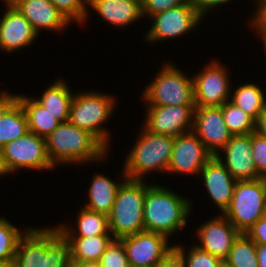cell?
Listing matches in <instances>:
<instances>
[{
	"label": "cell",
	"mask_w": 266,
	"mask_h": 267,
	"mask_svg": "<svg viewBox=\"0 0 266 267\" xmlns=\"http://www.w3.org/2000/svg\"><path fill=\"white\" fill-rule=\"evenodd\" d=\"M18 242L14 262L16 267H69V240L58 229L26 228Z\"/></svg>",
	"instance_id": "cell-1"
},
{
	"label": "cell",
	"mask_w": 266,
	"mask_h": 267,
	"mask_svg": "<svg viewBox=\"0 0 266 267\" xmlns=\"http://www.w3.org/2000/svg\"><path fill=\"white\" fill-rule=\"evenodd\" d=\"M47 155L53 166L63 163H83L103 159L107 149L88 131L62 122L46 138Z\"/></svg>",
	"instance_id": "cell-2"
},
{
	"label": "cell",
	"mask_w": 266,
	"mask_h": 267,
	"mask_svg": "<svg viewBox=\"0 0 266 267\" xmlns=\"http://www.w3.org/2000/svg\"><path fill=\"white\" fill-rule=\"evenodd\" d=\"M157 185L146 189L143 207L144 229L166 237L186 226L190 201Z\"/></svg>",
	"instance_id": "cell-3"
},
{
	"label": "cell",
	"mask_w": 266,
	"mask_h": 267,
	"mask_svg": "<svg viewBox=\"0 0 266 267\" xmlns=\"http://www.w3.org/2000/svg\"><path fill=\"white\" fill-rule=\"evenodd\" d=\"M118 188L116 198L108 214L109 231L114 239L133 235L144 229L143 207L146 189L143 180L126 178Z\"/></svg>",
	"instance_id": "cell-4"
},
{
	"label": "cell",
	"mask_w": 266,
	"mask_h": 267,
	"mask_svg": "<svg viewBox=\"0 0 266 267\" xmlns=\"http://www.w3.org/2000/svg\"><path fill=\"white\" fill-rule=\"evenodd\" d=\"M127 156L123 173L126 178L143 180L149 171H167L174 137L153 133L143 128L141 136Z\"/></svg>",
	"instance_id": "cell-5"
},
{
	"label": "cell",
	"mask_w": 266,
	"mask_h": 267,
	"mask_svg": "<svg viewBox=\"0 0 266 267\" xmlns=\"http://www.w3.org/2000/svg\"><path fill=\"white\" fill-rule=\"evenodd\" d=\"M266 178L237 181L229 207L223 213L240 232L246 233L265 216Z\"/></svg>",
	"instance_id": "cell-6"
},
{
	"label": "cell",
	"mask_w": 266,
	"mask_h": 267,
	"mask_svg": "<svg viewBox=\"0 0 266 267\" xmlns=\"http://www.w3.org/2000/svg\"><path fill=\"white\" fill-rule=\"evenodd\" d=\"M114 98L96 92L74 95L69 121L92 134L106 149L108 148V131L102 128L103 122L111 116Z\"/></svg>",
	"instance_id": "cell-7"
},
{
	"label": "cell",
	"mask_w": 266,
	"mask_h": 267,
	"mask_svg": "<svg viewBox=\"0 0 266 267\" xmlns=\"http://www.w3.org/2000/svg\"><path fill=\"white\" fill-rule=\"evenodd\" d=\"M161 69L141 96L148 106L195 105L193 79L171 64Z\"/></svg>",
	"instance_id": "cell-8"
},
{
	"label": "cell",
	"mask_w": 266,
	"mask_h": 267,
	"mask_svg": "<svg viewBox=\"0 0 266 267\" xmlns=\"http://www.w3.org/2000/svg\"><path fill=\"white\" fill-rule=\"evenodd\" d=\"M2 149L4 162L9 173L19 169H51L46 139L28 131L21 138L6 144Z\"/></svg>",
	"instance_id": "cell-9"
},
{
	"label": "cell",
	"mask_w": 266,
	"mask_h": 267,
	"mask_svg": "<svg viewBox=\"0 0 266 267\" xmlns=\"http://www.w3.org/2000/svg\"><path fill=\"white\" fill-rule=\"evenodd\" d=\"M151 17L154 22L146 39L152 42L181 36L196 27L202 18L191 0Z\"/></svg>",
	"instance_id": "cell-10"
},
{
	"label": "cell",
	"mask_w": 266,
	"mask_h": 267,
	"mask_svg": "<svg viewBox=\"0 0 266 267\" xmlns=\"http://www.w3.org/2000/svg\"><path fill=\"white\" fill-rule=\"evenodd\" d=\"M125 248L128 263L138 267H154L171 251L166 236L142 231L119 239Z\"/></svg>",
	"instance_id": "cell-11"
},
{
	"label": "cell",
	"mask_w": 266,
	"mask_h": 267,
	"mask_svg": "<svg viewBox=\"0 0 266 267\" xmlns=\"http://www.w3.org/2000/svg\"><path fill=\"white\" fill-rule=\"evenodd\" d=\"M213 157L193 130L174 137L167 172L200 173L204 165Z\"/></svg>",
	"instance_id": "cell-12"
},
{
	"label": "cell",
	"mask_w": 266,
	"mask_h": 267,
	"mask_svg": "<svg viewBox=\"0 0 266 267\" xmlns=\"http://www.w3.org/2000/svg\"><path fill=\"white\" fill-rule=\"evenodd\" d=\"M225 67L212 61L193 77L196 107L222 106L229 96V79Z\"/></svg>",
	"instance_id": "cell-13"
},
{
	"label": "cell",
	"mask_w": 266,
	"mask_h": 267,
	"mask_svg": "<svg viewBox=\"0 0 266 267\" xmlns=\"http://www.w3.org/2000/svg\"><path fill=\"white\" fill-rule=\"evenodd\" d=\"M193 131L213 156L233 136L224 122L221 106L195 107Z\"/></svg>",
	"instance_id": "cell-14"
},
{
	"label": "cell",
	"mask_w": 266,
	"mask_h": 267,
	"mask_svg": "<svg viewBox=\"0 0 266 267\" xmlns=\"http://www.w3.org/2000/svg\"><path fill=\"white\" fill-rule=\"evenodd\" d=\"M147 107V120L144 125L147 130L172 137L187 132V126L193 130L192 118H194L195 105Z\"/></svg>",
	"instance_id": "cell-15"
},
{
	"label": "cell",
	"mask_w": 266,
	"mask_h": 267,
	"mask_svg": "<svg viewBox=\"0 0 266 267\" xmlns=\"http://www.w3.org/2000/svg\"><path fill=\"white\" fill-rule=\"evenodd\" d=\"M222 150L225 151L226 161L221 159L219 153L216 157L237 181L261 178L252 157V133L233 135Z\"/></svg>",
	"instance_id": "cell-16"
},
{
	"label": "cell",
	"mask_w": 266,
	"mask_h": 267,
	"mask_svg": "<svg viewBox=\"0 0 266 267\" xmlns=\"http://www.w3.org/2000/svg\"><path fill=\"white\" fill-rule=\"evenodd\" d=\"M197 232L201 242L198 247L223 262L227 259L234 241L241 234L224 215L202 224Z\"/></svg>",
	"instance_id": "cell-17"
},
{
	"label": "cell",
	"mask_w": 266,
	"mask_h": 267,
	"mask_svg": "<svg viewBox=\"0 0 266 267\" xmlns=\"http://www.w3.org/2000/svg\"><path fill=\"white\" fill-rule=\"evenodd\" d=\"M0 19V48L13 52L30 45L38 34L30 22L9 1Z\"/></svg>",
	"instance_id": "cell-18"
},
{
	"label": "cell",
	"mask_w": 266,
	"mask_h": 267,
	"mask_svg": "<svg viewBox=\"0 0 266 267\" xmlns=\"http://www.w3.org/2000/svg\"><path fill=\"white\" fill-rule=\"evenodd\" d=\"M200 172L211 199L224 213L231 203L237 180L216 156Z\"/></svg>",
	"instance_id": "cell-19"
},
{
	"label": "cell",
	"mask_w": 266,
	"mask_h": 267,
	"mask_svg": "<svg viewBox=\"0 0 266 267\" xmlns=\"http://www.w3.org/2000/svg\"><path fill=\"white\" fill-rule=\"evenodd\" d=\"M30 22L35 32L40 29L62 30L70 23L49 0H7Z\"/></svg>",
	"instance_id": "cell-20"
},
{
	"label": "cell",
	"mask_w": 266,
	"mask_h": 267,
	"mask_svg": "<svg viewBox=\"0 0 266 267\" xmlns=\"http://www.w3.org/2000/svg\"><path fill=\"white\" fill-rule=\"evenodd\" d=\"M106 21L116 26H128L142 17L141 0H88Z\"/></svg>",
	"instance_id": "cell-21"
},
{
	"label": "cell",
	"mask_w": 266,
	"mask_h": 267,
	"mask_svg": "<svg viewBox=\"0 0 266 267\" xmlns=\"http://www.w3.org/2000/svg\"><path fill=\"white\" fill-rule=\"evenodd\" d=\"M73 97L66 83L57 80L42 93L41 98L35 101L62 123L69 120Z\"/></svg>",
	"instance_id": "cell-22"
},
{
	"label": "cell",
	"mask_w": 266,
	"mask_h": 267,
	"mask_svg": "<svg viewBox=\"0 0 266 267\" xmlns=\"http://www.w3.org/2000/svg\"><path fill=\"white\" fill-rule=\"evenodd\" d=\"M116 184L104 175H95L89 190V202L84 207L88 210L108 215L113 207L118 188Z\"/></svg>",
	"instance_id": "cell-23"
},
{
	"label": "cell",
	"mask_w": 266,
	"mask_h": 267,
	"mask_svg": "<svg viewBox=\"0 0 266 267\" xmlns=\"http://www.w3.org/2000/svg\"><path fill=\"white\" fill-rule=\"evenodd\" d=\"M18 101L26 113L30 132L46 138L61 124V122L57 120L54 115L39 105L35 99H30L29 97L19 94Z\"/></svg>",
	"instance_id": "cell-24"
},
{
	"label": "cell",
	"mask_w": 266,
	"mask_h": 267,
	"mask_svg": "<svg viewBox=\"0 0 266 267\" xmlns=\"http://www.w3.org/2000/svg\"><path fill=\"white\" fill-rule=\"evenodd\" d=\"M66 238L71 247V261H99L104 251L114 240L113 236L110 235Z\"/></svg>",
	"instance_id": "cell-25"
},
{
	"label": "cell",
	"mask_w": 266,
	"mask_h": 267,
	"mask_svg": "<svg viewBox=\"0 0 266 267\" xmlns=\"http://www.w3.org/2000/svg\"><path fill=\"white\" fill-rule=\"evenodd\" d=\"M29 131L26 113L17 101L0 119V148Z\"/></svg>",
	"instance_id": "cell-26"
},
{
	"label": "cell",
	"mask_w": 266,
	"mask_h": 267,
	"mask_svg": "<svg viewBox=\"0 0 266 267\" xmlns=\"http://www.w3.org/2000/svg\"><path fill=\"white\" fill-rule=\"evenodd\" d=\"M77 229L79 232L71 234V228H65V226H58L59 230L65 235V237H89L95 235H108L109 223L108 215L94 212L82 207L80 214L78 215ZM64 227V228H63Z\"/></svg>",
	"instance_id": "cell-27"
},
{
	"label": "cell",
	"mask_w": 266,
	"mask_h": 267,
	"mask_svg": "<svg viewBox=\"0 0 266 267\" xmlns=\"http://www.w3.org/2000/svg\"><path fill=\"white\" fill-rule=\"evenodd\" d=\"M224 267H259L257 244L246 233H241L234 241Z\"/></svg>",
	"instance_id": "cell-28"
},
{
	"label": "cell",
	"mask_w": 266,
	"mask_h": 267,
	"mask_svg": "<svg viewBox=\"0 0 266 267\" xmlns=\"http://www.w3.org/2000/svg\"><path fill=\"white\" fill-rule=\"evenodd\" d=\"M233 93L231 102L256 121L266 107V100L261 88L256 84L247 83L238 87Z\"/></svg>",
	"instance_id": "cell-29"
},
{
	"label": "cell",
	"mask_w": 266,
	"mask_h": 267,
	"mask_svg": "<svg viewBox=\"0 0 266 267\" xmlns=\"http://www.w3.org/2000/svg\"><path fill=\"white\" fill-rule=\"evenodd\" d=\"M221 109L224 122L232 135H245L255 131V120L230 100Z\"/></svg>",
	"instance_id": "cell-30"
},
{
	"label": "cell",
	"mask_w": 266,
	"mask_h": 267,
	"mask_svg": "<svg viewBox=\"0 0 266 267\" xmlns=\"http://www.w3.org/2000/svg\"><path fill=\"white\" fill-rule=\"evenodd\" d=\"M21 237V232L17 227L5 218H0V260H14Z\"/></svg>",
	"instance_id": "cell-31"
},
{
	"label": "cell",
	"mask_w": 266,
	"mask_h": 267,
	"mask_svg": "<svg viewBox=\"0 0 266 267\" xmlns=\"http://www.w3.org/2000/svg\"><path fill=\"white\" fill-rule=\"evenodd\" d=\"M174 248L183 256L186 267H224V262L214 255L194 246L186 256L184 249L179 245Z\"/></svg>",
	"instance_id": "cell-32"
},
{
	"label": "cell",
	"mask_w": 266,
	"mask_h": 267,
	"mask_svg": "<svg viewBox=\"0 0 266 267\" xmlns=\"http://www.w3.org/2000/svg\"><path fill=\"white\" fill-rule=\"evenodd\" d=\"M64 16L71 22L72 20L85 21L87 18L86 4L88 0H49ZM85 2V3H84Z\"/></svg>",
	"instance_id": "cell-33"
},
{
	"label": "cell",
	"mask_w": 266,
	"mask_h": 267,
	"mask_svg": "<svg viewBox=\"0 0 266 267\" xmlns=\"http://www.w3.org/2000/svg\"><path fill=\"white\" fill-rule=\"evenodd\" d=\"M99 263L102 267H126L128 260L123 243L114 239L102 254Z\"/></svg>",
	"instance_id": "cell-34"
},
{
	"label": "cell",
	"mask_w": 266,
	"mask_h": 267,
	"mask_svg": "<svg viewBox=\"0 0 266 267\" xmlns=\"http://www.w3.org/2000/svg\"><path fill=\"white\" fill-rule=\"evenodd\" d=\"M252 157L257 173L261 178H266V138L252 132Z\"/></svg>",
	"instance_id": "cell-35"
},
{
	"label": "cell",
	"mask_w": 266,
	"mask_h": 267,
	"mask_svg": "<svg viewBox=\"0 0 266 267\" xmlns=\"http://www.w3.org/2000/svg\"><path fill=\"white\" fill-rule=\"evenodd\" d=\"M188 0H141L142 16L164 12L170 8L177 7Z\"/></svg>",
	"instance_id": "cell-36"
},
{
	"label": "cell",
	"mask_w": 266,
	"mask_h": 267,
	"mask_svg": "<svg viewBox=\"0 0 266 267\" xmlns=\"http://www.w3.org/2000/svg\"><path fill=\"white\" fill-rule=\"evenodd\" d=\"M246 234L256 243V244H266V216L258 220L247 232Z\"/></svg>",
	"instance_id": "cell-37"
},
{
	"label": "cell",
	"mask_w": 266,
	"mask_h": 267,
	"mask_svg": "<svg viewBox=\"0 0 266 267\" xmlns=\"http://www.w3.org/2000/svg\"><path fill=\"white\" fill-rule=\"evenodd\" d=\"M154 267H186L183 256L173 247L163 260Z\"/></svg>",
	"instance_id": "cell-38"
},
{
	"label": "cell",
	"mask_w": 266,
	"mask_h": 267,
	"mask_svg": "<svg viewBox=\"0 0 266 267\" xmlns=\"http://www.w3.org/2000/svg\"><path fill=\"white\" fill-rule=\"evenodd\" d=\"M228 1L230 0H191V3L203 17L204 13L206 14V12L208 10L210 11L211 8L224 4L225 2L227 3Z\"/></svg>",
	"instance_id": "cell-39"
},
{
	"label": "cell",
	"mask_w": 266,
	"mask_h": 267,
	"mask_svg": "<svg viewBox=\"0 0 266 267\" xmlns=\"http://www.w3.org/2000/svg\"><path fill=\"white\" fill-rule=\"evenodd\" d=\"M19 95H10L6 92L0 93V119L18 101Z\"/></svg>",
	"instance_id": "cell-40"
},
{
	"label": "cell",
	"mask_w": 266,
	"mask_h": 267,
	"mask_svg": "<svg viewBox=\"0 0 266 267\" xmlns=\"http://www.w3.org/2000/svg\"><path fill=\"white\" fill-rule=\"evenodd\" d=\"M253 23L251 22L250 25L253 24V27H256V31H258V34H261L260 36L263 37V42L265 46V54H266V16H261L257 18H253Z\"/></svg>",
	"instance_id": "cell-41"
},
{
	"label": "cell",
	"mask_w": 266,
	"mask_h": 267,
	"mask_svg": "<svg viewBox=\"0 0 266 267\" xmlns=\"http://www.w3.org/2000/svg\"><path fill=\"white\" fill-rule=\"evenodd\" d=\"M260 136L266 138V107L259 114L255 121V131Z\"/></svg>",
	"instance_id": "cell-42"
},
{
	"label": "cell",
	"mask_w": 266,
	"mask_h": 267,
	"mask_svg": "<svg viewBox=\"0 0 266 267\" xmlns=\"http://www.w3.org/2000/svg\"><path fill=\"white\" fill-rule=\"evenodd\" d=\"M257 260L259 267H266V244H257Z\"/></svg>",
	"instance_id": "cell-43"
},
{
	"label": "cell",
	"mask_w": 266,
	"mask_h": 267,
	"mask_svg": "<svg viewBox=\"0 0 266 267\" xmlns=\"http://www.w3.org/2000/svg\"><path fill=\"white\" fill-rule=\"evenodd\" d=\"M69 267H102L99 261H71Z\"/></svg>",
	"instance_id": "cell-44"
},
{
	"label": "cell",
	"mask_w": 266,
	"mask_h": 267,
	"mask_svg": "<svg viewBox=\"0 0 266 267\" xmlns=\"http://www.w3.org/2000/svg\"><path fill=\"white\" fill-rule=\"evenodd\" d=\"M259 1L258 7H257V13L255 14V18L266 16V0H257Z\"/></svg>",
	"instance_id": "cell-45"
},
{
	"label": "cell",
	"mask_w": 266,
	"mask_h": 267,
	"mask_svg": "<svg viewBox=\"0 0 266 267\" xmlns=\"http://www.w3.org/2000/svg\"><path fill=\"white\" fill-rule=\"evenodd\" d=\"M9 174V171L6 168L4 158H3V153L2 149L0 148V176Z\"/></svg>",
	"instance_id": "cell-46"
},
{
	"label": "cell",
	"mask_w": 266,
	"mask_h": 267,
	"mask_svg": "<svg viewBox=\"0 0 266 267\" xmlns=\"http://www.w3.org/2000/svg\"><path fill=\"white\" fill-rule=\"evenodd\" d=\"M0 267H16L14 260H0Z\"/></svg>",
	"instance_id": "cell-47"
},
{
	"label": "cell",
	"mask_w": 266,
	"mask_h": 267,
	"mask_svg": "<svg viewBox=\"0 0 266 267\" xmlns=\"http://www.w3.org/2000/svg\"><path fill=\"white\" fill-rule=\"evenodd\" d=\"M264 213H265V216H266V194H265V202H264Z\"/></svg>",
	"instance_id": "cell-48"
},
{
	"label": "cell",
	"mask_w": 266,
	"mask_h": 267,
	"mask_svg": "<svg viewBox=\"0 0 266 267\" xmlns=\"http://www.w3.org/2000/svg\"><path fill=\"white\" fill-rule=\"evenodd\" d=\"M126 267H138V266H135V265H133V264L128 263V264L126 265Z\"/></svg>",
	"instance_id": "cell-49"
}]
</instances>
